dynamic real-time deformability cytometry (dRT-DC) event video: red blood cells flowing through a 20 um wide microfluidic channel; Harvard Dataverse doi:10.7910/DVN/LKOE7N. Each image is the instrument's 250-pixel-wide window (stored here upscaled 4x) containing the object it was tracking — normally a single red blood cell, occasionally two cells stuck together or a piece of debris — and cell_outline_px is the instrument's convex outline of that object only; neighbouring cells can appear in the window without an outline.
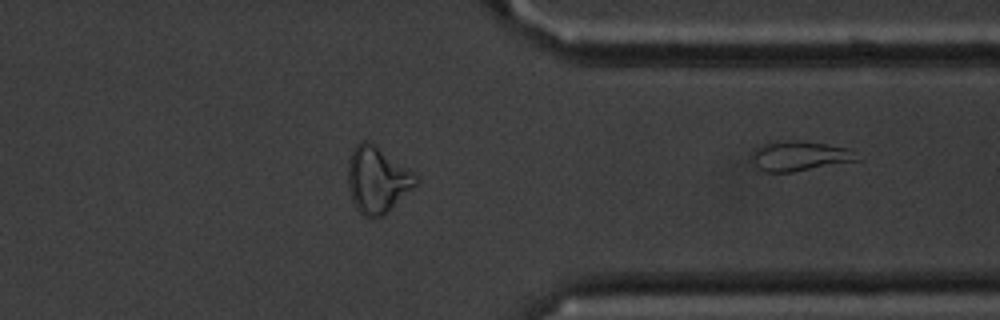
{"species": "common noctule bat (a hibernating species)", "species_latin": "Nyctalus noctula", "temperature_condition": "cold", "stored_images_in_passage": 44, "segment_of_instrument_passage": [2, 2], "camera_frame_rate_fps": 3000, "um_per_image_px": 0.085, "animal": {"sex": "male", "body_mass_g": 20.1, "forearm_length_mm": 53.5}, "frame": {"image": 1, "passage_image": 44, "time_ms": 14.333, "image_size_px": [1000, 320], "cell_outline_px": [[860, 160], [792, 172], [764, 172], [756, 164], [752, 156], [756, 148], [764, 144], [788, 140], [796, 140], [852, 148]], "centroid_in_image_um": [68.03, 13.26], "position_along_channel_um": 343.4, "area_um2": 17.98}}